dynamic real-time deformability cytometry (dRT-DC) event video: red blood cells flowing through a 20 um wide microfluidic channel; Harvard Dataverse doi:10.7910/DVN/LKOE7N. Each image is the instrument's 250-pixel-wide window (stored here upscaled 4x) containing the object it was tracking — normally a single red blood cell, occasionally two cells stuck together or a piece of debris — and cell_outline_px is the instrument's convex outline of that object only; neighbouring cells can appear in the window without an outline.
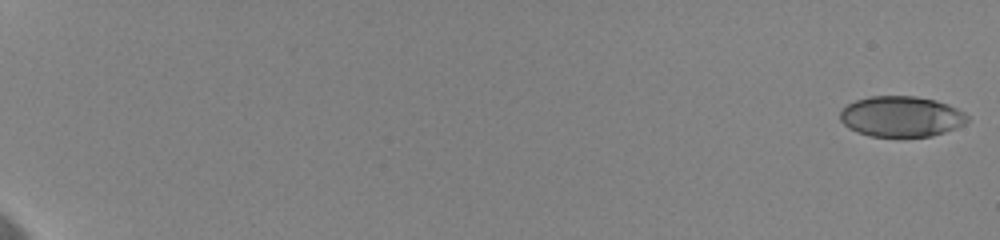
{"species": "human", "species_latin": "Homo sapiens", "temperature_condition": "cold", "stored_images_in_passage": 24, "camera_frame_rate_fps": 3000, "um_per_image_px": 0.085, "donor": {"sex": "female"}, "frame": {"image": 1, "passage_image": 1, "time_ms": 0.0, "image_size_px": [1000, 240], "cell_outline_px": [[968, 120], [964, 124], [944, 132], [932, 136], [872, 136], [856, 132], [848, 128], [840, 120], [840, 112], [848, 104], [856, 100], [872, 96], [916, 96], [936, 100], [948, 104], [964, 112], [968, 116]], "centroid_in_image_um": [76.6, 9.9], "position_along_channel_um": 8.4, "area_um2": 30.0}}
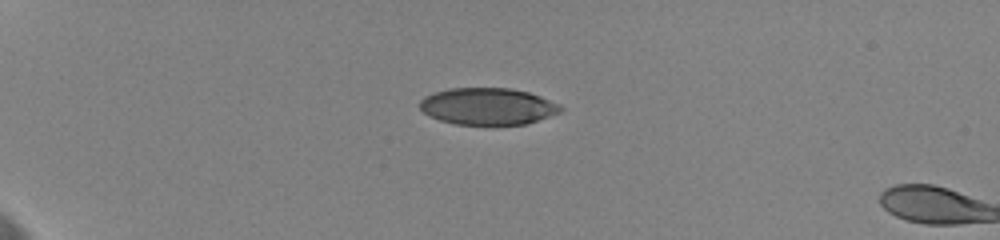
{"frame": {"image": 2, "passage_image": 23, "time_ms": 5.667, "image_size_px": [1000, 240], "cell_outline_px": [[564, 108], [560, 112], [524, 124], [496, 128], [456, 124], [440, 120], [424, 112], [420, 108], [420, 100], [424, 96], [448, 88], [512, 88], [528, 92], [540, 96], [560, 104]], "centroid_in_image_um": [41.47, 9.07], "position_along_channel_um": 43.5, "area_um2": 30.92}}